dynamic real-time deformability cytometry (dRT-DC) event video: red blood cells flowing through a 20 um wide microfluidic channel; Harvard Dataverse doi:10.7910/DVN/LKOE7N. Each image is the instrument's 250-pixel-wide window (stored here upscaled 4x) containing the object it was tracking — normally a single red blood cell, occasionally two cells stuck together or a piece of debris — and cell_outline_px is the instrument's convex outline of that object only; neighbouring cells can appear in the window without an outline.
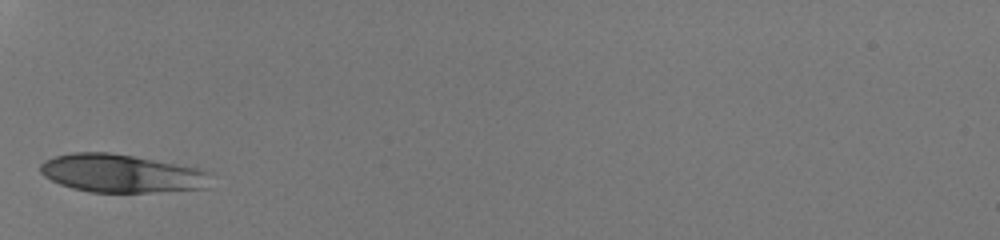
{"species": "human", "species_latin": "Homo sapiens", "temperature_condition": "room temperature", "stored_images_in_passage": 23, "camera_frame_rate_fps": 3000, "um_per_image_px": 0.085, "donor": {"sex": "male"}, "frame": {"image": 1, "passage_image": 1, "time_ms": 0.0, "image_size_px": [1000, 240], "cell_outline_px": [[212, 172], [204, 188], [152, 192], [88, 192], [72, 188], [60, 184], [44, 176], [40, 172], [40, 164], [44, 160], [56, 156], [72, 152], [108, 152], [132, 156], [196, 168]], "centroid_in_image_um": [10.25, 14.74], "position_along_channel_um": 74.7, "area_um2": 37.51}}
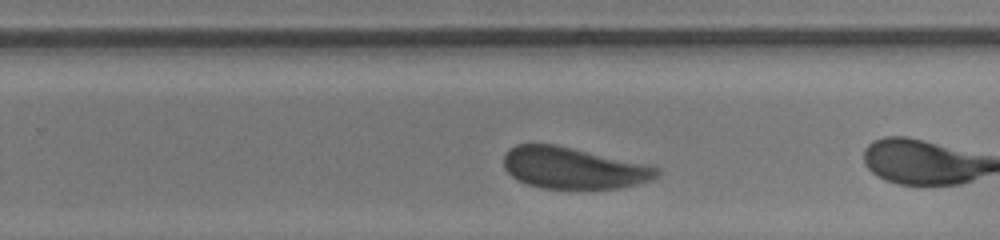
{"frame": {"image": 2, "passage_image": 14, "time_ms": 4.333, "image_size_px": [1000, 240], "cell_outline_px": [[660, 176], [652, 180], [640, 184], [624, 188], [540, 188], [516, 180], [504, 168], [504, 152], [516, 144], [556, 144], [644, 164], [660, 168]], "centroid_in_image_um": [48.74, 14.29], "position_along_channel_um": 281.1, "area_um2": 37.11}}
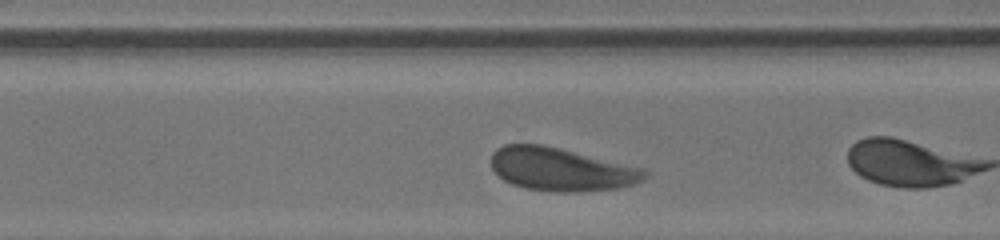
{"frame": {"image": 3, "passage_image": 17, "time_ms": 5.333, "image_size_px": [1000, 240], "cell_outline_px": [[648, 176], [644, 180], [636, 184], [616, 188], [576, 192], [564, 192], [524, 188], [512, 184], [504, 180], [492, 168], [492, 152], [496, 148], [504, 144], [544, 144], [644, 168], [648, 172]], "centroid_in_image_um": [47.72, 14.38], "position_along_channel_um": 322.9, "area_um2": 38.73}}